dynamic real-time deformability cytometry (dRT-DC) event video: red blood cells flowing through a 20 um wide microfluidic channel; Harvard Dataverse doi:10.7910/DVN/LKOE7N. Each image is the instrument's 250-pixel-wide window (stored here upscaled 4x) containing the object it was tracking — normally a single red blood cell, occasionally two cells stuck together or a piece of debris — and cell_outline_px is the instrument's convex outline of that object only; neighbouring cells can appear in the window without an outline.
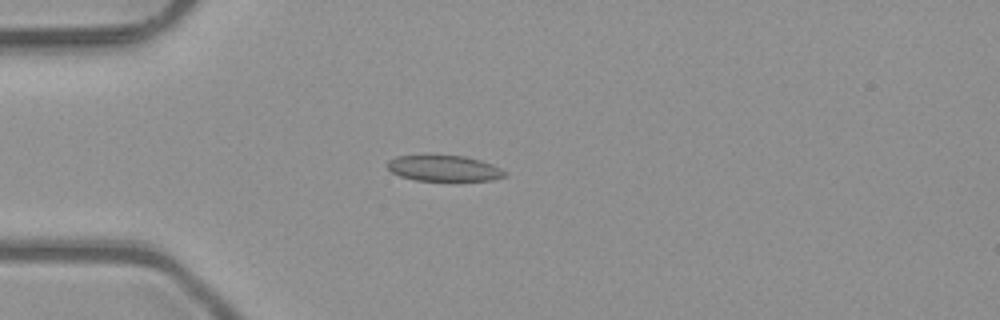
{"species": "common noctule bat (a hibernating species)", "species_latin": "Nyctalus noctula", "temperature_condition": "room temperature", "stored_images_in_passage": 3, "camera_frame_rate_fps": 3000, "um_per_image_px": 0.085, "animal": {"sex": "male", "body_mass_g": 23.1, "forearm_length_mm": 52.7}, "frame": {"image": 1, "passage_image": 3, "time_ms": 0.667, "image_size_px": [1000, 320], "cell_outline_px": [[508, 176], [492, 180], [416, 180], [400, 176], [392, 172], [388, 168], [388, 160], [396, 156], [424, 152], [464, 156], [480, 160], [492, 164], [508, 172]], "centroid_in_image_um": [37.71, 14.25], "position_along_channel_um": 47.3, "area_um2": 18.44}}